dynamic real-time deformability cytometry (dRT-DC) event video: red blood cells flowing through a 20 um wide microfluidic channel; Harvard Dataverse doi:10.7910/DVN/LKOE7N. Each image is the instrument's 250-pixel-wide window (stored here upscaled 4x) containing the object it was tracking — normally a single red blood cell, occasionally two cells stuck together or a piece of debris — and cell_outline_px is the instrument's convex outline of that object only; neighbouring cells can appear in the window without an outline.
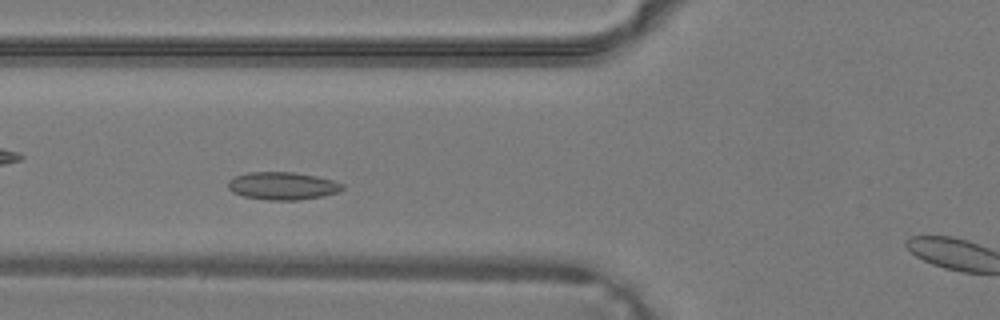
{"species": "common noctule bat (a hibernating species)", "species_latin": "Nyctalus noctula", "temperature_condition": "warm", "stored_images_in_passage": 30, "camera_frame_rate_fps": 3000, "um_per_image_px": 0.085, "animal": {"sex": "male", "body_mass_g": 19.2, "forearm_length_mm": 51.8}, "frame": {"image": 1, "passage_image": 8, "time_ms": 2.333, "image_size_px": [1000, 320], "cell_outline_px": [[344, 188], [336, 192], [324, 196], [300, 200], [268, 200], [244, 196], [232, 192], [228, 188], [228, 180], [236, 176], [248, 172], [292, 172], [316, 176], [332, 180], [344, 184]], "centroid_in_image_um": [24.01, 15.8], "position_along_channel_um": 101.8, "area_um2": 18.44}}
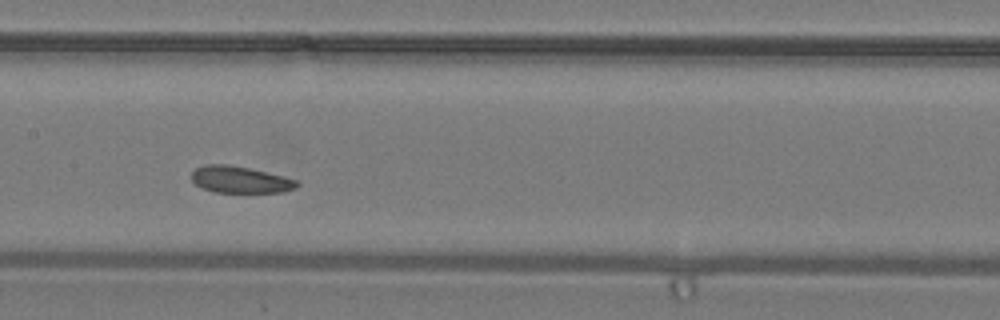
{"frame": {"image": 2, "passage_image": 13, "time_ms": 4.0, "image_size_px": [1000, 320], "cell_outline_px": [[300, 184], [296, 188], [284, 192], [212, 192], [196, 184], [192, 180], [192, 172], [196, 168], [204, 164], [228, 164], [248, 168], [284, 176], [296, 180]], "centroid_in_image_um": [20.42, 15.27], "position_along_channel_um": 187.0, "area_um2": 16.36}}
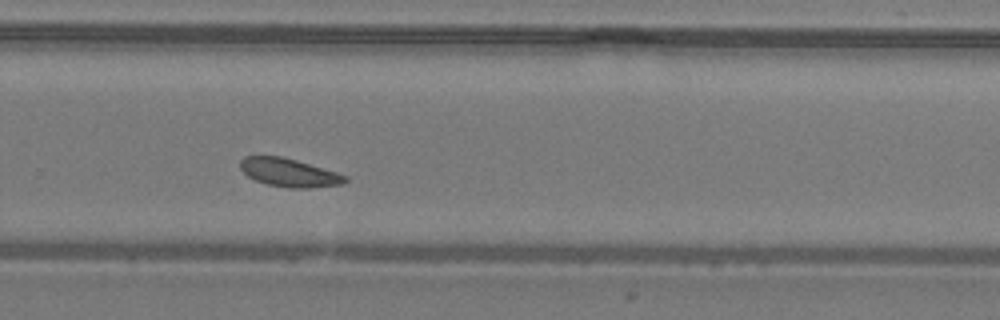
{"frame": {"image": 3, "passage_image": 20, "time_ms": 6.333, "image_size_px": [1000, 320], "cell_outline_px": [[348, 180], [344, 184], [308, 188], [288, 188], [268, 184], [256, 180], [248, 176], [240, 168], [240, 160], [244, 156], [280, 156], [296, 160], [336, 172], [348, 176]], "centroid_in_image_um": [24.59, 14.67], "position_along_channel_um": 305.2, "area_um2": 17.22}}